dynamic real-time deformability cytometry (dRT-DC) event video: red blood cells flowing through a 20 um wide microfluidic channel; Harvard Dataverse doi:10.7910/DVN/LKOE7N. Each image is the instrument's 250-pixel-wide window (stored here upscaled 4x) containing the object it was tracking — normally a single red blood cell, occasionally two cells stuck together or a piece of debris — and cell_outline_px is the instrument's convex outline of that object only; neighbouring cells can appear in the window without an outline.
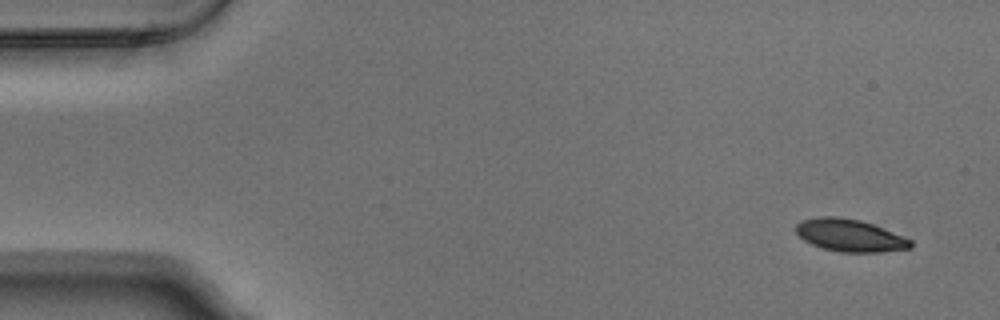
{"species": "Egyptian fruit bat (a non-hibernating species)", "species_latin": "Rousettus aegyptiacus", "temperature_condition": "warm", "stored_images_in_passage": 6, "camera_frame_rate_fps": 3000, "um_per_image_px": 0.085, "animal": {"sex": "male"}, "frame": {"image": 1, "passage_image": 1, "time_ms": 0.0, "image_size_px": [1000, 320], "cell_outline_px": [[912, 248], [880, 252], [840, 252], [824, 248], [812, 244], [804, 240], [796, 232], [796, 224], [800, 220], [820, 216], [836, 216], [860, 220], [872, 224], [912, 240]], "centroid_in_image_um": [72.22, 20.0], "position_along_channel_um": 12.8, "area_um2": 21.5}}
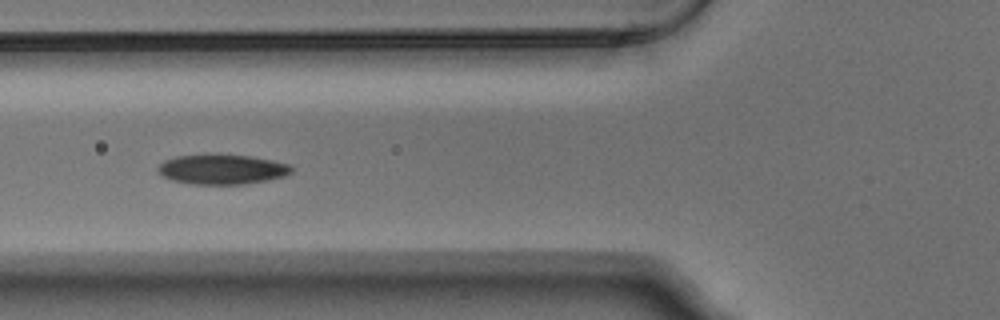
{"frame": {"image": 2, "passage_image": 5, "time_ms": 1.333, "image_size_px": [1000, 320], "cell_outline_px": [[292, 172], [284, 176], [268, 180], [244, 184], [192, 184], [172, 180], [156, 172], [156, 168], [164, 160], [176, 156], [204, 152], [216, 152], [252, 156], [272, 160], [288, 164], [292, 168]], "centroid_in_image_um": [18.82, 14.35], "position_along_channel_um": 107.0, "area_um2": 24.04}}
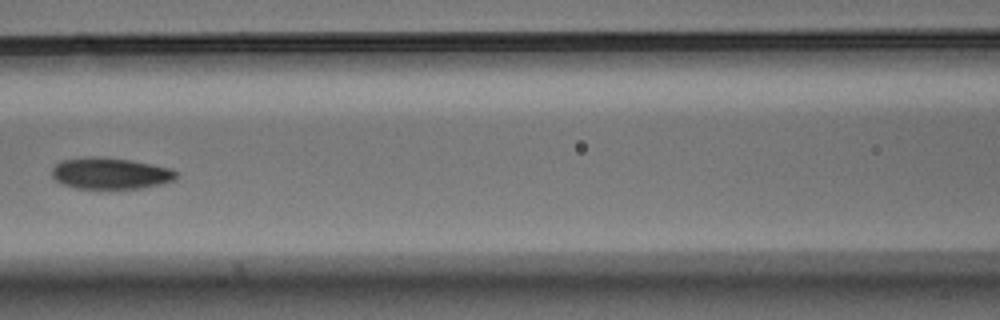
{"frame": {"image": 3, "passage_image": 6, "time_ms": 1.667, "image_size_px": [1000, 320], "cell_outline_px": [[176, 180], [160, 184], [140, 188], [76, 188], [60, 184], [52, 176], [52, 168], [60, 160], [84, 156], [96, 156], [128, 160], [152, 164], [168, 168], [176, 172]], "centroid_in_image_um": [9.32, 14.73], "position_along_channel_um": 157.3, "area_um2": 22.72}}